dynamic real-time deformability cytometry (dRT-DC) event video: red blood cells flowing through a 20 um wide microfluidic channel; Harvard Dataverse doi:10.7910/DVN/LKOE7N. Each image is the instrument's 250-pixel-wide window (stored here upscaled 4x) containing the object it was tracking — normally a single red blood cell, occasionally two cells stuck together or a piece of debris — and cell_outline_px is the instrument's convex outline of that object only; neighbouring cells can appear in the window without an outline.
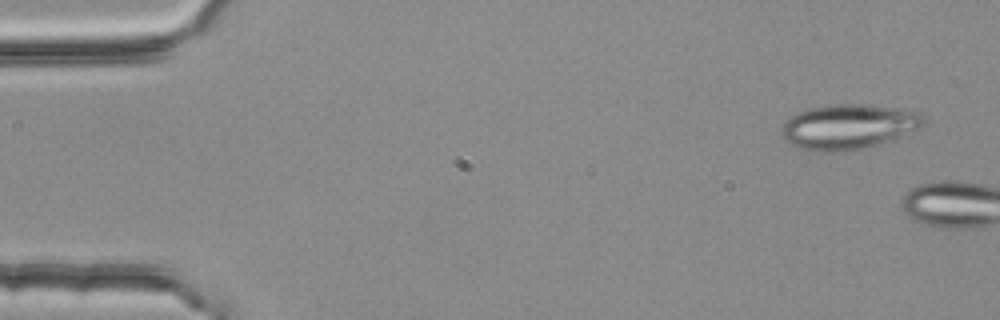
{"species": "common noctule bat (a hibernating species)", "species_latin": "Nyctalus noctula", "temperature_condition": "room temperature", "stored_images_in_passage": 5, "camera_frame_rate_fps": 3000, "um_per_image_px": 0.085, "animal": {"sex": "female", "body_mass_g": 25.1}, "frame": {"image": 1, "passage_image": 1, "time_ms": 0.0, "image_size_px": [1000, 320], "cell_outline_px": [[924, 124], [916, 128], [880, 144], [860, 148], [828, 152], [824, 152], [800, 148], [784, 140], [780, 132], [780, 128], [788, 116], [812, 108], [832, 104], [864, 104], [912, 108], [920, 112], [924, 116]], "centroid_in_image_um": [72.11, 10.73], "position_along_channel_um": 12.9, "area_um2": 37.17}}